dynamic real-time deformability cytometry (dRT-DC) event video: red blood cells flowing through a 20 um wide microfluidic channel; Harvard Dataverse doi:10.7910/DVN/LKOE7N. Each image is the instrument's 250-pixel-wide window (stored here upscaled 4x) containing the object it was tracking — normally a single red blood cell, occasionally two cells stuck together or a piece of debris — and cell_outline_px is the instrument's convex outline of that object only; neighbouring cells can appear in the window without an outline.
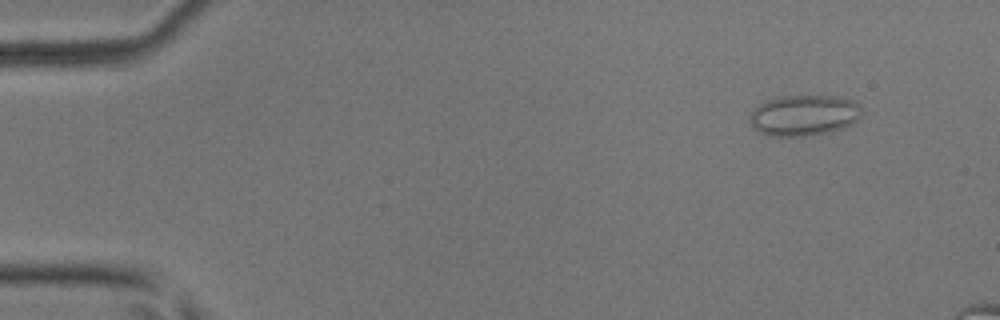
{"species": "common noctule bat (a hibernating species)", "species_latin": "Nyctalus noctula", "temperature_condition": "room temperature", "stored_images_in_passage": 4, "camera_frame_rate_fps": 3000, "um_per_image_px": 0.085, "animal": {"sex": "male", "body_mass_g": 17.9, "forearm_length_mm": 54.2}, "frame": {"image": 1, "passage_image": 2, "time_ms": 0.333, "image_size_px": [1000, 320], "cell_outline_px": [[864, 112], [852, 124], [828, 132], [804, 136], [768, 136], [752, 128], [752, 112], [760, 104], [776, 96], [840, 96], [856, 100], [860, 104]], "centroid_in_image_um": [68.4, 9.79], "position_along_channel_um": 16.6, "area_um2": 26.7}}